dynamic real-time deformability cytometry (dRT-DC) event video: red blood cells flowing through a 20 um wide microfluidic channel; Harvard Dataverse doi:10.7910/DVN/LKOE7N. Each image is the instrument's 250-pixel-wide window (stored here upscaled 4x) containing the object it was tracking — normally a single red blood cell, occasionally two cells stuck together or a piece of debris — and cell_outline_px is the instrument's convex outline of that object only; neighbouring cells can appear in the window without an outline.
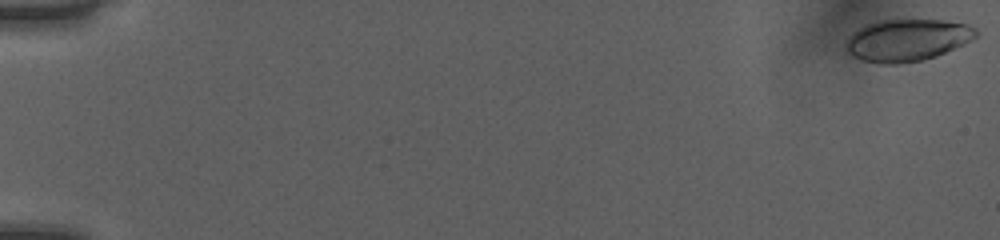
{"species": "human", "species_latin": "Homo sapiens", "temperature_condition": "room temperature", "stored_images_in_passage": 52, "camera_frame_rate_fps": 3000, "um_per_image_px": 0.085, "donor": {"sex": "female"}, "frame": {"image": 1, "passage_image": 1, "time_ms": 0.0, "image_size_px": [1000, 240], "cell_outline_px": [[976, 36], [964, 44], [936, 56], [920, 60], [896, 64], [880, 64], [860, 60], [852, 56], [848, 52], [848, 36], [852, 32], [864, 24], [880, 20], [944, 20], [968, 24], [976, 28]], "centroid_in_image_um": [77.09, 3.4], "position_along_channel_um": 7.9, "area_um2": 31.79}}
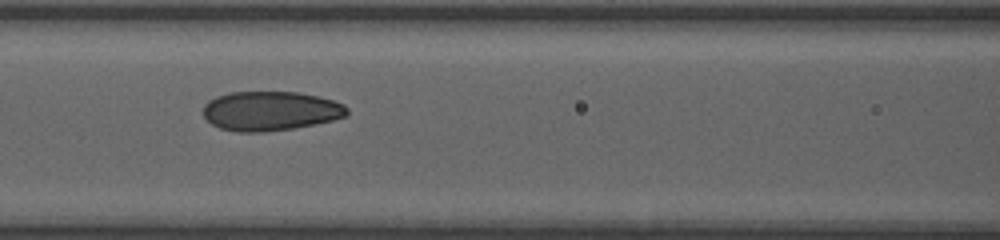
{"frame": {"image": 2, "passage_image": 25, "time_ms": 8.0, "image_size_px": [1000, 240], "cell_outline_px": [[348, 116], [316, 124], [292, 128], [264, 132], [236, 132], [220, 128], [212, 124], [204, 116], [204, 104], [208, 100], [216, 96], [228, 92], [296, 92], [316, 96], [332, 100], [344, 104], [348, 108]], "centroid_in_image_um": [22.98, 9.43], "position_along_channel_um": 143.6, "area_um2": 33.06}}
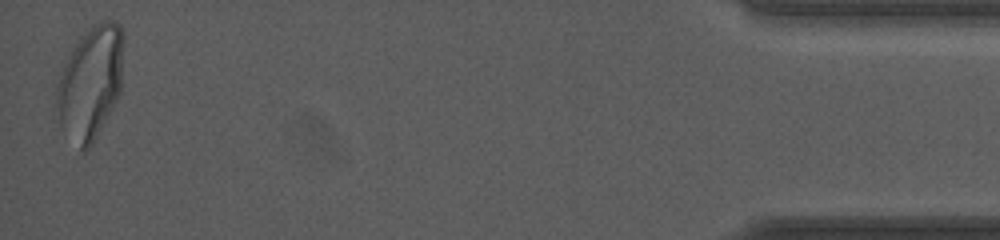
{"frame": {"image": 3, "passage_image": 52, "time_ms": 17.0, "image_size_px": [1000, 240], "cell_outline_px": [[124, 40], [120, 92], [116, 100], [92, 144], [84, 152], [80, 152], [60, 124], [52, 104], [56, 88], [60, 76], [72, 48], [84, 32], [88, 28], [100, 20], [116, 20], [120, 24], [124, 32]], "centroid_in_image_um": [7.67, 7.01], "position_along_channel_um": 427.5, "area_um2": 44.62}, "authors_computed_cell_mechanics": {"area_um2": 33.0038, "velocity_mm_per_s": 4.0397, "shape_relaxation_time_tau1_ms": 10.2033, "shape_relaxation_time_tau2_ms": 0.7955, "deformation_change_tau1": 0.2156, "deformation_change_tau2": 0.0584}}